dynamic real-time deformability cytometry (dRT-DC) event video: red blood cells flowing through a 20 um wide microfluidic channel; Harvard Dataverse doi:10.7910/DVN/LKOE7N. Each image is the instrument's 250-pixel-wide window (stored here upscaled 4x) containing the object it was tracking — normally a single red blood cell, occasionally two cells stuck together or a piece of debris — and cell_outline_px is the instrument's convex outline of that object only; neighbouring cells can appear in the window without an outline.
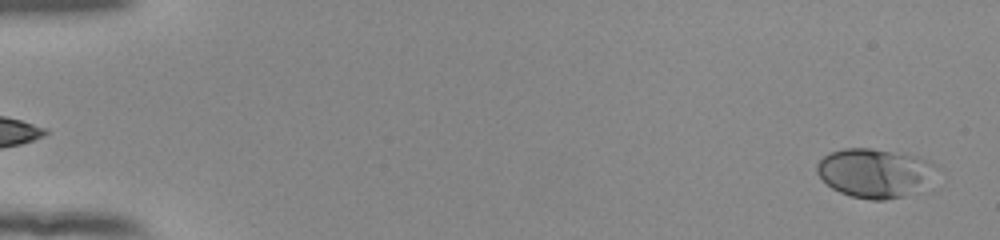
{"species": "human", "species_latin": "Homo sapiens", "temperature_condition": "room temperature", "stored_images_in_passage": 54, "camera_frame_rate_fps": 3000, "um_per_image_px": 0.085, "donor": {"sex": "female"}, "frame": {"image": 1, "passage_image": 2, "time_ms": 0.333, "image_size_px": [1000, 240], "cell_outline_px": [[932, 164], [920, 180], [904, 196], [884, 200], [872, 200], [852, 196], [840, 192], [832, 188], [816, 172], [816, 164], [828, 152], [844, 148], [872, 148], [916, 156]], "centroid_in_image_um": [74.08, 14.66], "position_along_channel_um": 10.9, "area_um2": 32.02}}
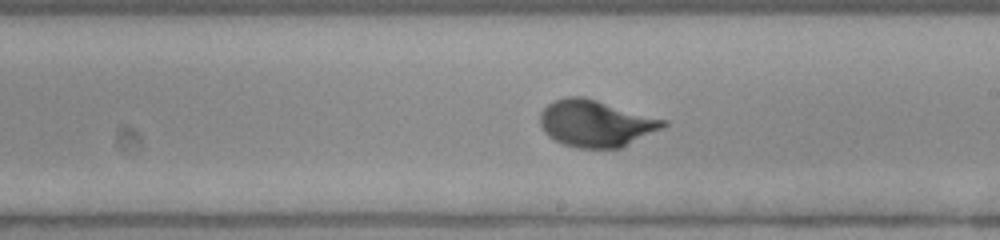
{"frame": {"image": 2, "passage_image": 32, "time_ms": 10.333, "image_size_px": [1000, 240], "cell_outline_px": [[668, 124], [620, 148], [576, 148], [564, 144], [548, 136], [544, 132], [540, 124], [540, 112], [548, 104], [556, 100], [568, 96], [584, 96], [668, 120]], "centroid_in_image_um": [50.62, 10.47], "position_along_channel_um": 238.4, "area_um2": 33.35}}
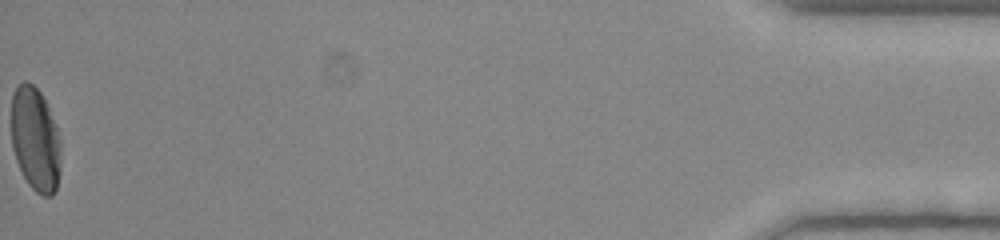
{"frame": {"image": 3, "passage_image": 54, "time_ms": 17.667, "image_size_px": [1000, 240], "cell_outline_px": [[60, 168], [56, 188], [52, 196], [44, 196], [36, 192], [28, 184], [16, 160], [12, 148], [12, 96], [16, 88], [24, 80], [32, 84], [40, 92], [48, 108], [56, 128], [60, 140]], "centroid_in_image_um": [3.0, 11.87], "position_along_channel_um": 432.2, "area_um2": 29.65}, "authors_computed_cell_mechanics": {"area_um2": 31.6744, "velocity_mm_per_s": 3.8899, "shape_relaxation_time_tau1_ms": 2.9569, "shape_relaxation_time_tau2_ms": null, "deformation_change_tau1": 0.1675, "deformation_change_tau2": null}}